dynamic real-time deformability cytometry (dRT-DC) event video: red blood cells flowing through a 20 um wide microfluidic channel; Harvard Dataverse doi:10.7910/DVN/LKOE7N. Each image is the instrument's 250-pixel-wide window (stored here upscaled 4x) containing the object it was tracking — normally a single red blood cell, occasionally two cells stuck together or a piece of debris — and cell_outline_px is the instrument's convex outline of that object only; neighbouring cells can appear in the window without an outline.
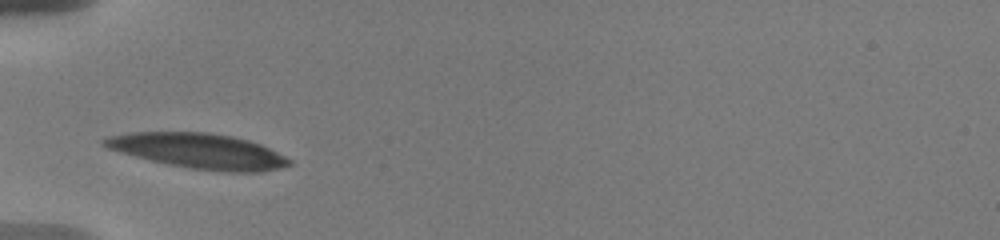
{"species": "human", "species_latin": "Homo sapiens", "temperature_condition": "warm", "stored_images_in_passage": 35, "camera_frame_rate_fps": 3000, "um_per_image_px": 0.085, "donor": {"sex": "male"}, "frame": {"image": 1, "passage_image": 1, "time_ms": 0.0, "image_size_px": [1000, 240], "cell_outline_px": [[292, 164], [280, 168], [260, 172], [228, 172], [192, 168], [168, 164], [120, 152], [108, 148], [100, 144], [100, 140], [108, 136], [132, 132], [208, 132], [232, 136], [248, 140], [260, 144], [292, 160]], "centroid_in_image_um": [16.88, 12.82], "position_along_channel_um": 68.1, "area_um2": 37.63}}
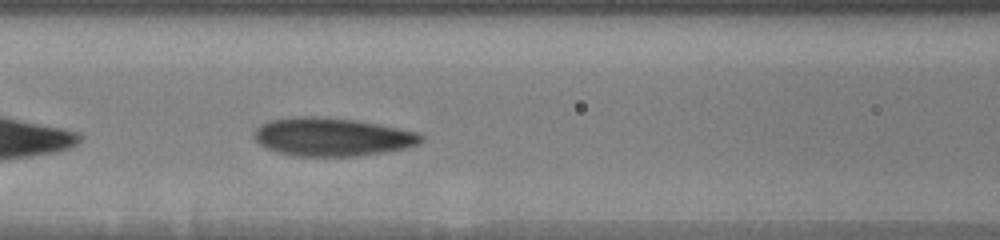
{"frame": {"image": 2, "passage_image": 8, "time_ms": 2.0, "image_size_px": [1000, 240], "cell_outline_px": [[424, 140], [420, 144], [404, 148], [384, 152], [356, 156], [296, 156], [276, 152], [260, 144], [252, 136], [252, 132], [260, 124], [268, 120], [296, 116], [320, 116], [356, 120], [420, 132], [424, 136]], "centroid_in_image_um": [28.22, 11.63], "position_along_channel_um": 138.4, "area_um2": 37.63}}
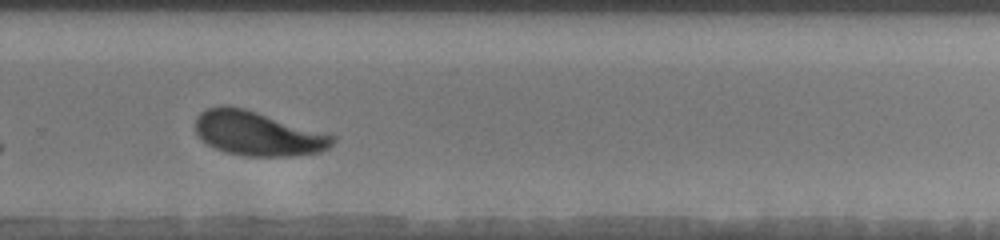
{"frame": {"image": 3, "passage_image": 29, "time_ms": 6.667, "image_size_px": [1000, 240], "cell_outline_px": [[336, 140], [328, 148], [320, 152], [292, 156], [240, 156], [224, 152], [208, 144], [196, 132], [196, 116], [200, 112], [208, 108], [220, 104], [228, 104], [244, 108], [328, 132], [336, 136]], "centroid_in_image_um": [21.94, 11.33], "position_along_channel_um": 307.9, "area_um2": 35.95}}